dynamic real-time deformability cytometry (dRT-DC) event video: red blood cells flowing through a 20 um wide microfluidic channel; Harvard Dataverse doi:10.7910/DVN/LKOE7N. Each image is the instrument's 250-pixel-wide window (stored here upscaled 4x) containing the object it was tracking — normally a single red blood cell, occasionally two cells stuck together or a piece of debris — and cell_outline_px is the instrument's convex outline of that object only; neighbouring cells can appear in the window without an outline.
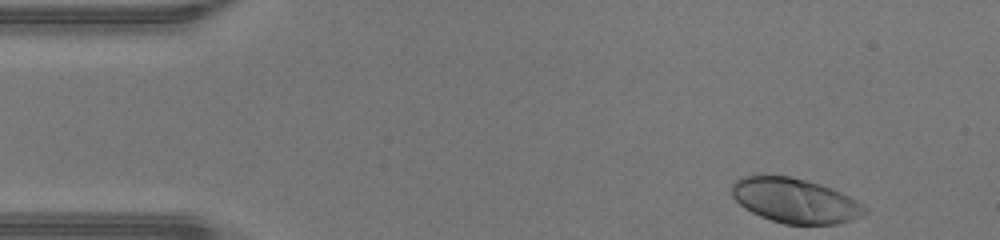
{"species": "human", "species_latin": "Homo sapiens", "temperature_condition": "warm", "stored_images_in_passage": 43, "camera_frame_rate_fps": 3000, "um_per_image_px": 0.085, "donor": {"sex": "male"}, "frame": {"image": 1, "passage_image": 1, "time_ms": 0.0, "image_size_px": [1000, 240], "cell_outline_px": [[868, 212], [852, 220], [836, 224], [784, 224], [760, 216], [744, 208], [732, 196], [732, 184], [736, 180], [744, 176], [788, 176], [820, 184], [832, 188], [856, 200], [868, 208]], "centroid_in_image_um": [67.6, 17.06], "position_along_channel_um": 17.4, "area_um2": 34.39}}
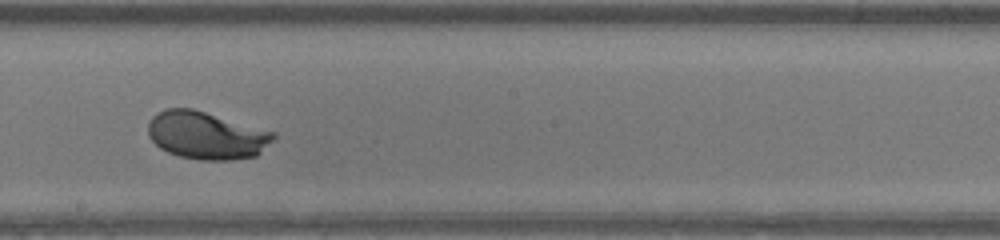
{"frame": {"image": 2, "passage_image": 22, "time_ms": 7.0, "image_size_px": [1000, 240], "cell_outline_px": [[276, 136], [256, 156], [232, 160], [200, 160], [180, 156], [168, 152], [160, 148], [148, 136], [148, 124], [152, 116], [164, 108], [192, 108], [276, 132]], "centroid_in_image_um": [17.53, 11.5], "position_along_channel_um": 230.7, "area_um2": 34.8}}
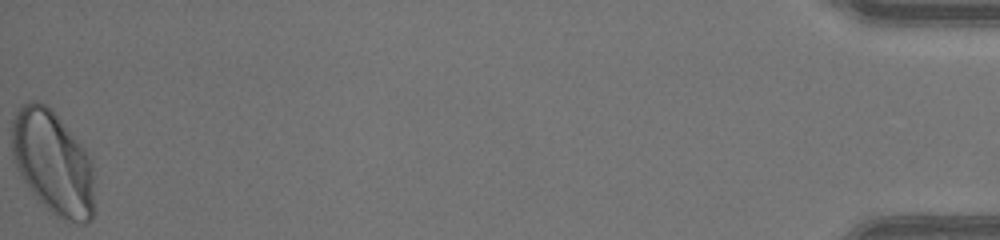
{"frame": {"image": 3, "passage_image": 43, "time_ms": 14.0, "image_size_px": [1000, 240], "cell_outline_px": [[92, 220], [88, 224], [76, 224], [64, 220], [56, 216], [32, 192], [24, 180], [12, 160], [12, 120], [16, 108], [20, 104], [32, 100], [36, 100], [44, 104], [60, 120], [84, 148], [88, 156], [92, 168]], "centroid_in_image_um": [4.46, 13.82], "position_along_channel_um": 430.7, "area_um2": 49.3}, "authors_computed_cell_mechanics": {"area_um2": 34.7378, "velocity_mm_per_s": 4.4347, "shape_relaxation_time_tau1_ms": 2.4252, "shape_relaxation_time_tau2_ms": null, "deformation_change_tau1": 0.1697, "deformation_change_tau2": null}}